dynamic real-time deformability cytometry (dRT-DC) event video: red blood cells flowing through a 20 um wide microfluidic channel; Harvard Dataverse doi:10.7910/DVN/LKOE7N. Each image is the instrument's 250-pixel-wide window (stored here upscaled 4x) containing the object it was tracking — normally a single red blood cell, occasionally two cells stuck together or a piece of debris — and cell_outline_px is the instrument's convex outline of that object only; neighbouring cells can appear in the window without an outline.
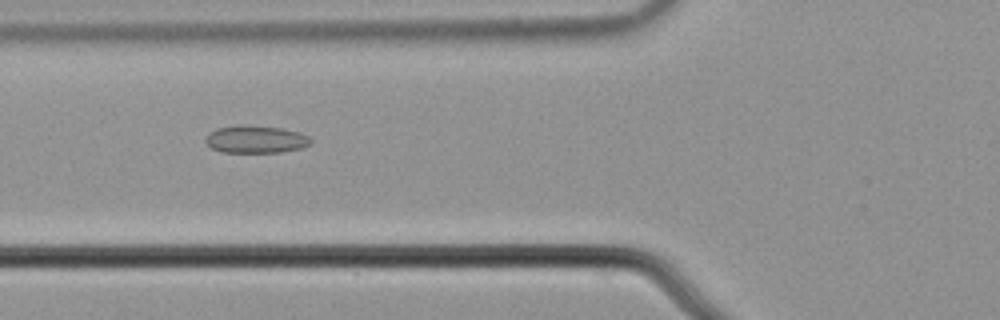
{"species": "common noctule bat (a hibernating species)", "species_latin": "Nyctalus noctula", "temperature_condition": "cold", "stored_images_in_passage": 5, "camera_frame_rate_fps": 3000, "um_per_image_px": 0.085, "animal": {"sex": "male", "body_mass_g": 21.5, "forearm_length_mm": 52.0}, "frame": {"image": 1, "passage_image": 2, "time_ms": 0.333, "image_size_px": [1000, 320], "cell_outline_px": [[312, 144], [304, 148], [280, 152], [220, 152], [212, 148], [204, 140], [208, 132], [216, 128], [236, 124], [244, 124], [284, 128], [300, 132], [308, 136], [312, 140]], "centroid_in_image_um": [21.75, 11.82], "position_along_channel_um": 104.1, "area_um2": 17.34}}
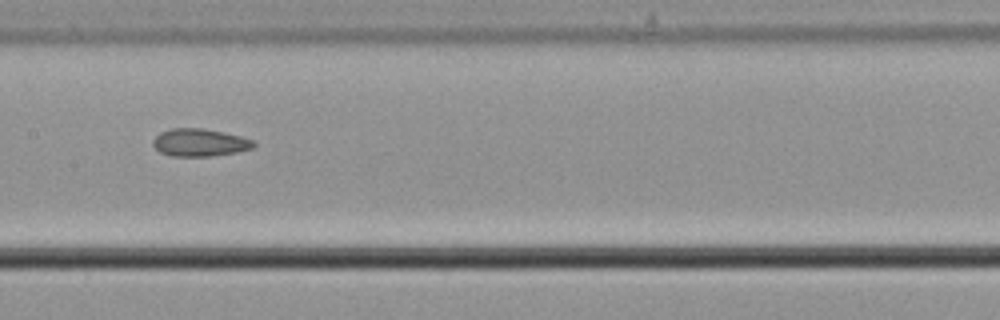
{"frame": {"image": 2, "passage_image": 4, "time_ms": 1.0, "image_size_px": [1000, 320], "cell_outline_px": [[256, 144], [252, 148], [236, 152], [212, 156], [172, 156], [160, 152], [152, 144], [152, 140], [160, 132], [172, 128], [204, 128], [224, 132], [240, 136], [252, 140]], "centroid_in_image_um": [16.96, 12.11], "position_along_channel_um": 190.4, "area_um2": 16.18}}
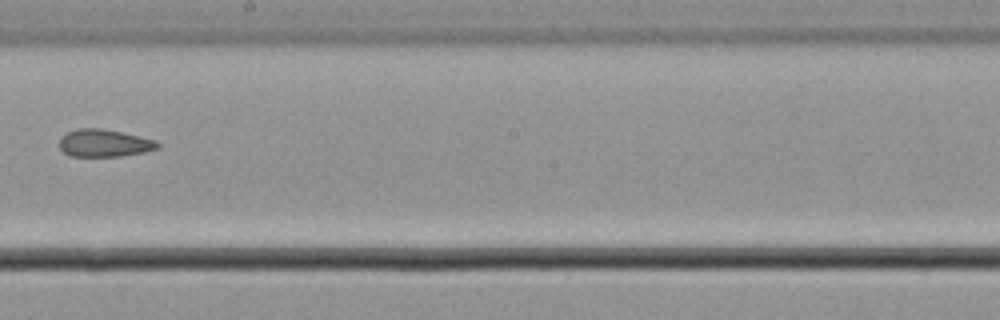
{"frame": {"image": 3, "passage_image": 5, "time_ms": 1.333, "image_size_px": [1000, 320], "cell_outline_px": [[160, 148], [144, 152], [120, 156], [72, 156], [64, 152], [60, 148], [60, 136], [76, 128], [100, 128], [140, 136], [156, 140], [160, 144]], "centroid_in_image_um": [8.87, 12.16], "position_along_channel_um": 239.3, "area_um2": 15.72}}